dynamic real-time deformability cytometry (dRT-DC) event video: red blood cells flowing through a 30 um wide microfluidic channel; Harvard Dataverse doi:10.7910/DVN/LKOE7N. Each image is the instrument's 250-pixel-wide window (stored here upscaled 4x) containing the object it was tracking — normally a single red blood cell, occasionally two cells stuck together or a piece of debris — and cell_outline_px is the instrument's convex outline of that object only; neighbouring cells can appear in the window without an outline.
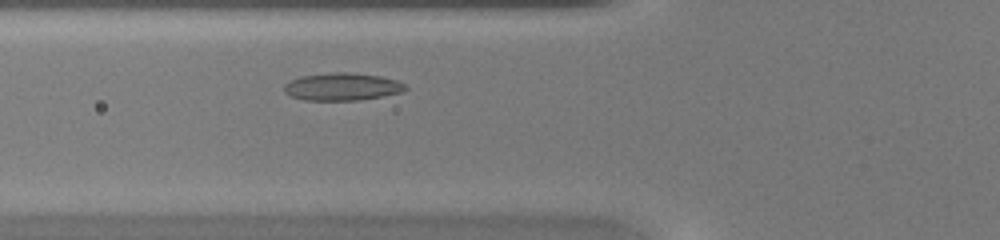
{"species": "common noctule bat (a hibernating species)", "species_latin": "Nyctalus noctula", "temperature_condition": "warm", "stored_images_in_passage": 34, "camera_frame_rate_fps": 3000, "um_per_image_px": 0.085, "animal": {"sex": "female", "body_mass_g": 20.0, "forearm_length_mm": 54.0}, "frame": {"image": 1, "passage_image": 6, "time_ms": 1.667, "image_size_px": [1000, 240], "cell_outline_px": [[408, 88], [404, 92], [384, 96], [356, 100], [304, 100], [292, 96], [284, 92], [284, 84], [300, 76], [336, 72], [348, 72], [380, 76], [396, 80], [404, 84]], "centroid_in_image_um": [29.1, 7.37], "position_along_channel_um": 96.7, "area_um2": 19.42}}
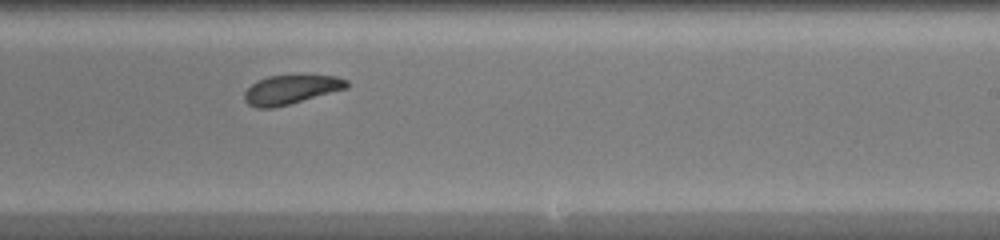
{"frame": {"image": 2, "passage_image": 17, "time_ms": 5.333, "image_size_px": [1000, 240], "cell_outline_px": [[348, 88], [288, 104], [272, 108], [256, 108], [248, 104], [244, 100], [244, 92], [252, 84], [268, 76], [300, 72], [336, 76], [348, 80]], "centroid_in_image_um": [24.76, 7.55], "position_along_channel_um": 264.2, "area_um2": 17.98}}
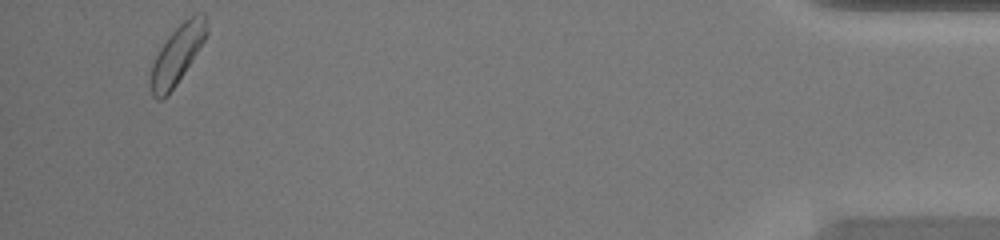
{"frame": {"image": 3, "passage_image": 32, "time_ms": 10.333, "image_size_px": [1000, 240], "cell_outline_px": [[208, 32], [204, 40], [184, 72], [168, 96], [160, 100], [152, 96], [152, 64], [160, 48], [168, 36], [188, 16], [196, 12], [204, 12], [208, 16]], "centroid_in_image_um": [15.12, 4.56], "position_along_channel_um": 420.1, "area_um2": 18.84}}